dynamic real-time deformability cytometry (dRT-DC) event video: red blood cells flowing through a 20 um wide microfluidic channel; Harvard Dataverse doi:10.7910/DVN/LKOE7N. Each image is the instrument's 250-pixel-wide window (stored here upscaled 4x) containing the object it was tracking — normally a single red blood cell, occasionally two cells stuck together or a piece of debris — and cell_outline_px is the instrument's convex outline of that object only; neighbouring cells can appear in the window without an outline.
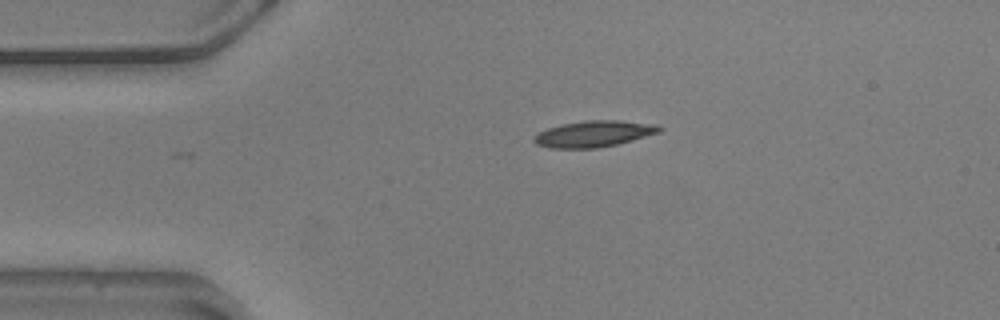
{"species": "common noctule bat (a hibernating species)", "species_latin": "Nyctalus noctula", "temperature_condition": "warm", "stored_images_in_passage": 41, "camera_frame_rate_fps": 3000, "um_per_image_px": 0.085, "animal": {"sex": "male", "body_mass_g": 20.5, "forearm_length_mm": 52.5}, "frame": {"image": 1, "passage_image": 1, "time_ms": 0.0, "image_size_px": [1000, 320], "cell_outline_px": [[664, 128], [660, 132], [632, 140], [616, 144], [596, 148], [552, 148], [536, 144], [532, 140], [532, 136], [548, 128], [560, 124], [584, 120], [620, 120], [656, 124]], "centroid_in_image_um": [50.47, 11.36], "position_along_channel_um": 34.5, "area_um2": 19.25}}
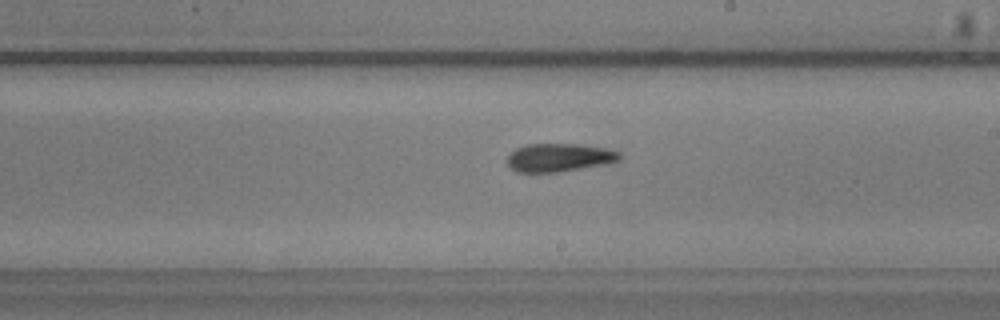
{"frame": {"image": 2, "passage_image": 21, "time_ms": 6.667, "image_size_px": [1000, 320], "cell_outline_px": [[620, 160], [580, 168], [556, 172], [516, 172], [504, 160], [516, 148], [528, 144], [576, 144], [604, 148], [620, 152]], "centroid_in_image_um": [47.46, 13.38], "position_along_channel_um": 241.5, "area_um2": 18.15}}
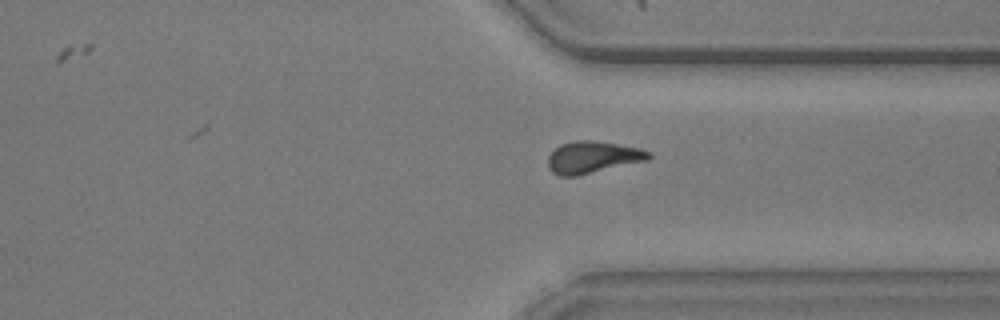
{"frame": {"image": 3, "passage_image": 31, "time_ms": 10.0, "image_size_px": [1000, 320], "cell_outline_px": [[652, 156], [648, 160], [576, 176], [560, 176], [552, 172], [548, 168], [548, 156], [560, 144], [576, 140], [592, 140], [640, 148], [652, 152]], "centroid_in_image_um": [50.38, 13.36], "position_along_channel_um": 361.0, "area_um2": 18.73}, "authors_computed_cell_mechanics": {"area_um2": 18.3804, "velocity_mm_per_s": 3.5965, "shape_relaxation_time_tau1_ms": 4.6401, "shape_relaxation_time_tau2_ms": 8.9403, "deformation_change_tau1": 0.1513, "deformation_change_tau2": 0.1784}}